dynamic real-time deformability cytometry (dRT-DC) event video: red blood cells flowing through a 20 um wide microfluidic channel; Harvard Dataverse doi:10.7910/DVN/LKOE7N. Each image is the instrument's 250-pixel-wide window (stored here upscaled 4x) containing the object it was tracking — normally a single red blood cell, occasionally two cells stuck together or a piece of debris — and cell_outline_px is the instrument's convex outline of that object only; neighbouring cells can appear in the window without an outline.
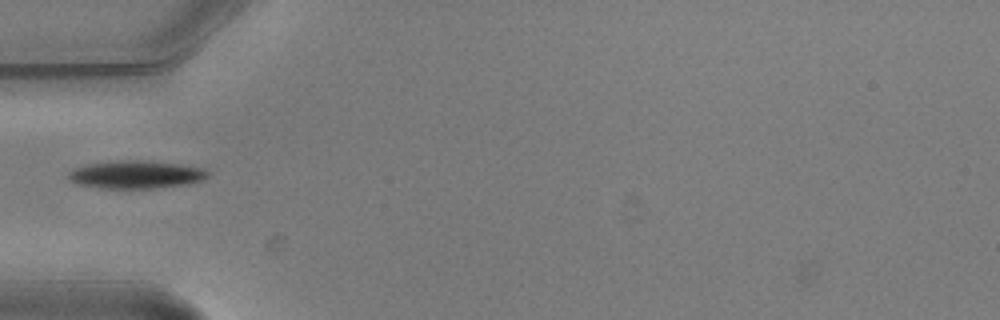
{"species": "common noctule bat (a hibernating species)", "species_latin": "Nyctalus noctula", "temperature_condition": "warm", "stored_images_in_passage": 2, "camera_frame_rate_fps": 3000, "um_per_image_px": 0.085, "animal": {"sex": "male", "body_mass_g": 20.5, "forearm_length_mm": 52.5}, "frame": {"image": 1, "passage_image": 2, "time_ms": 0.333, "image_size_px": [1000, 320], "cell_outline_px": [[208, 176], [204, 180], [188, 184], [156, 188], [100, 188], [76, 184], [64, 176], [72, 168], [88, 164], [116, 160], [140, 160], [180, 164], [204, 168], [208, 172]], "centroid_in_image_um": [11.51, 14.84], "position_along_channel_um": 73.5, "area_um2": 22.95}}